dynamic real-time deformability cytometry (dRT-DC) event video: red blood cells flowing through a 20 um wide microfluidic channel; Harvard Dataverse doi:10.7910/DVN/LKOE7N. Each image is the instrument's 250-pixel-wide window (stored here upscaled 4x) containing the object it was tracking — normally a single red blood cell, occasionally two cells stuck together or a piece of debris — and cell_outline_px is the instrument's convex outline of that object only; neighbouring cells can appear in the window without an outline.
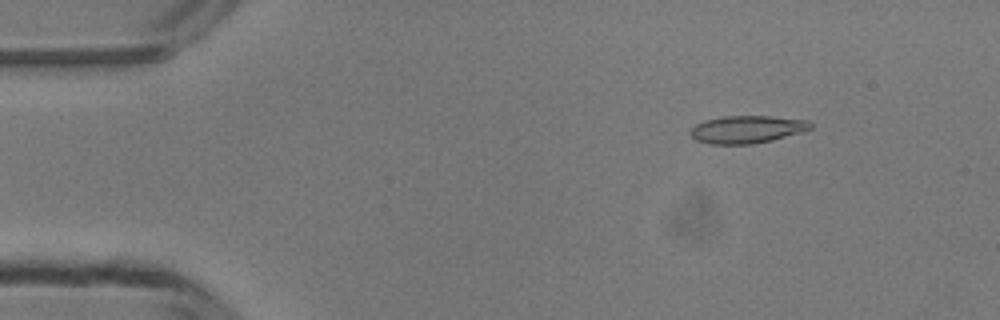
{"species": "common noctule bat (a hibernating species)", "species_latin": "Nyctalus noctula", "temperature_condition": "room temperature", "stored_images_in_passage": 49, "camera_frame_rate_fps": 3000, "um_per_image_px": 0.085, "animal": {"sex": "male", "body_mass_g": 13.3}, "frame": {"image": 1, "passage_image": 7, "time_ms": 2.0, "image_size_px": [1000, 320], "cell_outline_px": [[812, 128], [800, 132], [772, 140], [752, 144], [708, 144], [696, 140], [688, 132], [696, 124], [704, 120], [724, 116], [768, 116], [808, 120], [812, 124]], "centroid_in_image_um": [63.46, 11.0], "position_along_channel_um": 21.5, "area_um2": 19.25}}
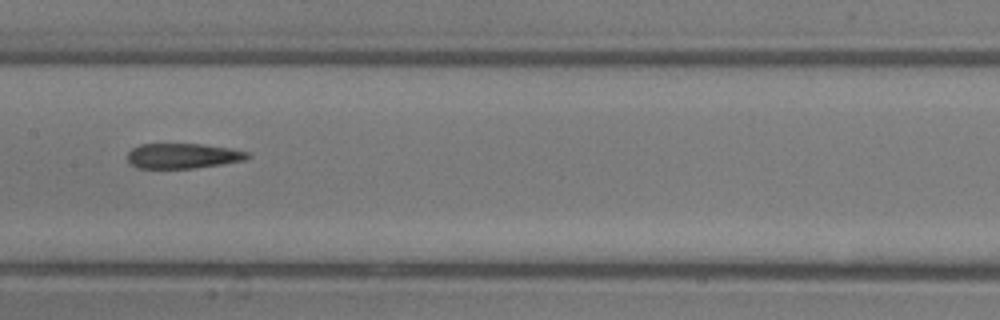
{"frame": {"image": 2, "passage_image": 25, "time_ms": 8.0, "image_size_px": [1000, 320], "cell_outline_px": [[252, 156], [244, 160], [220, 164], [192, 168], [136, 168], [128, 164], [128, 152], [132, 148], [140, 144], [204, 144], [232, 148], [248, 152]], "centroid_in_image_um": [15.53, 13.24], "position_along_channel_um": 191.9, "area_um2": 17.69}}
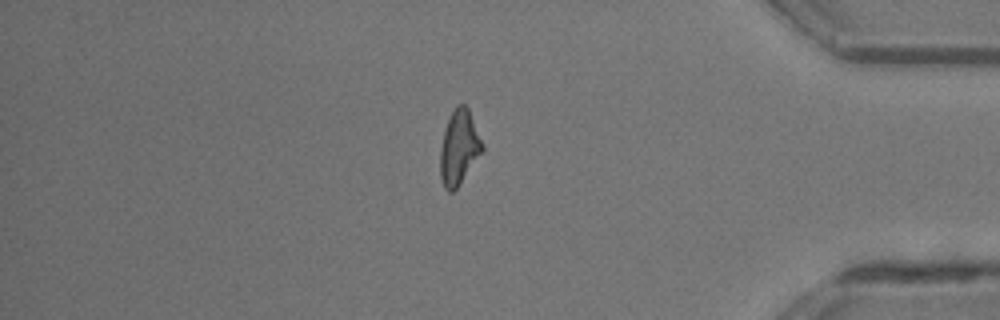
{"frame": {"image": 3, "passage_image": 42, "time_ms": 13.667, "image_size_px": [1000, 320], "cell_outline_px": [[484, 152], [460, 184], [452, 192], [448, 192], [444, 188], [440, 176], [440, 148], [444, 128], [456, 104], [464, 104], [468, 108], [484, 144]], "centroid_in_image_um": [39.03, 12.56], "position_along_channel_um": 396.2, "area_um2": 18.61}, "authors_computed_cell_mechanics": {"area_um2": 18.6116, "velocity_mm_per_s": 4.1936, "shape_relaxation_time_tau1_ms": 9.4812, "shape_relaxation_time_tau2_ms": 3.633, "deformation_change_tau1": 0.2863, "deformation_change_tau2": 0.1395}}